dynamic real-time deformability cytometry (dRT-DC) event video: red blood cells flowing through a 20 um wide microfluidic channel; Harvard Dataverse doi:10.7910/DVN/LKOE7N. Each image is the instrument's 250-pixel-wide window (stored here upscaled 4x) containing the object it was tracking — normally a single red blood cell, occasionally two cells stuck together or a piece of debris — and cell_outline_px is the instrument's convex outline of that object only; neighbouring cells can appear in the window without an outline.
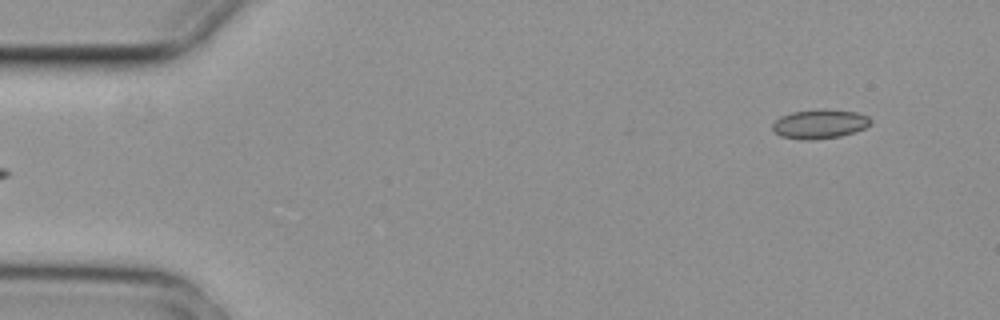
{"species": "common noctule bat (a hibernating species)", "species_latin": "Nyctalus noctula", "temperature_condition": "cold", "stored_images_in_passage": 4, "camera_frame_rate_fps": 3000, "um_per_image_px": 0.085, "animal": {"sex": "female", "body_mass_g": 29.2, "forearm_length_mm": 56.3}, "frame": {"image": 1, "passage_image": 4, "time_ms": 1.0, "image_size_px": [1000, 320], "cell_outline_px": [[872, 124], [856, 132], [840, 136], [808, 140], [804, 140], [780, 136], [772, 128], [772, 124], [780, 116], [792, 112], [816, 108], [856, 112], [868, 116], [872, 120]], "centroid_in_image_um": [69.69, 10.53], "position_along_channel_um": 15.3, "area_um2": 16.82}}